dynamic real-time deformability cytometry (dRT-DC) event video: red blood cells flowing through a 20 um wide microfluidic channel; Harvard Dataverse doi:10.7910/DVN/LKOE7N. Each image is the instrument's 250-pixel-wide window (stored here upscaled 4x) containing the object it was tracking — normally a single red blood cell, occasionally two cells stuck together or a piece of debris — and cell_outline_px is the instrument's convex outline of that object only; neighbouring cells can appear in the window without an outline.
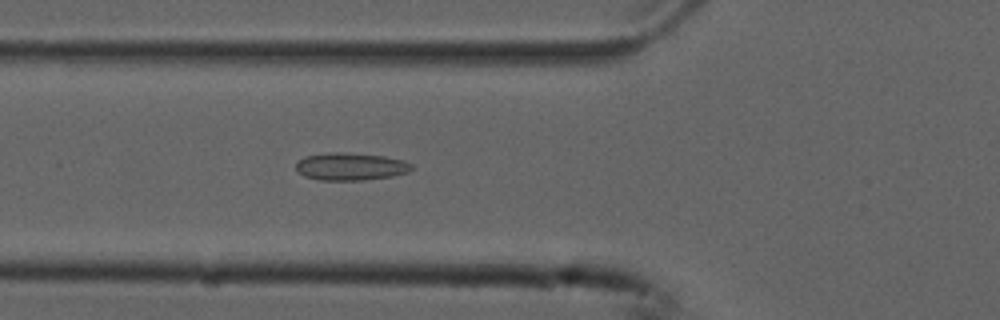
{"species": "common noctule bat (a hibernating species)", "species_latin": "Nyctalus noctula", "temperature_condition": "cold", "stored_images_in_passage": 54, "camera_frame_rate_fps": 3000, "um_per_image_px": 0.085, "animal": {"sex": "male", "forearm_length_mm": 52.5}, "frame": {"image": 1, "passage_image": 20, "time_ms": 6.333, "image_size_px": [1000, 320], "cell_outline_px": [[412, 168], [408, 172], [392, 176], [364, 180], [320, 180], [304, 176], [296, 172], [296, 160], [304, 156], [328, 152], [340, 152], [384, 156], [404, 160], [412, 164]], "centroid_in_image_um": [29.75, 14.15], "position_along_channel_um": 96.0, "area_um2": 18.73}}
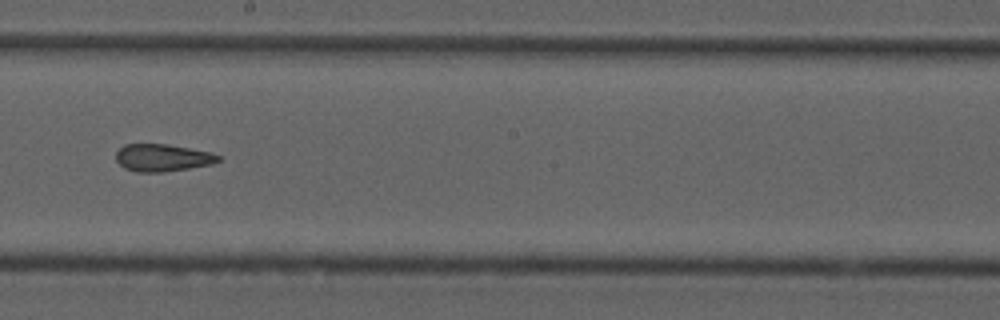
{"frame": {"image": 2, "passage_image": 31, "time_ms": 10.0, "image_size_px": [1000, 320], "cell_outline_px": [[220, 160], [212, 164], [164, 172], [136, 172], [124, 168], [116, 160], [116, 152], [124, 144], [168, 144], [212, 152], [220, 156]], "centroid_in_image_um": [13.81, 13.4], "position_along_channel_um": 234.4, "area_um2": 16.36}}
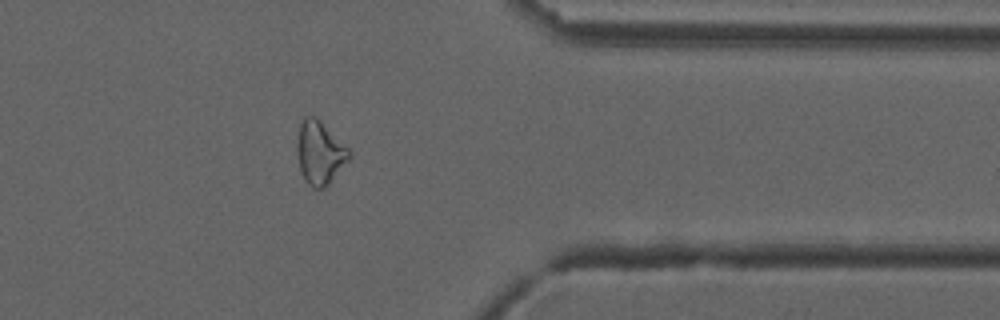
{"frame": {"image": 3, "passage_image": 44, "time_ms": 14.333, "image_size_px": [1000, 320], "cell_outline_px": [[352, 156], [328, 184], [324, 188], [312, 188], [304, 180], [300, 168], [296, 152], [296, 144], [300, 124], [304, 116], [316, 116], [352, 152]], "centroid_in_image_um": [27.17, 12.97], "position_along_channel_um": 384.2, "area_um2": 19.19}}